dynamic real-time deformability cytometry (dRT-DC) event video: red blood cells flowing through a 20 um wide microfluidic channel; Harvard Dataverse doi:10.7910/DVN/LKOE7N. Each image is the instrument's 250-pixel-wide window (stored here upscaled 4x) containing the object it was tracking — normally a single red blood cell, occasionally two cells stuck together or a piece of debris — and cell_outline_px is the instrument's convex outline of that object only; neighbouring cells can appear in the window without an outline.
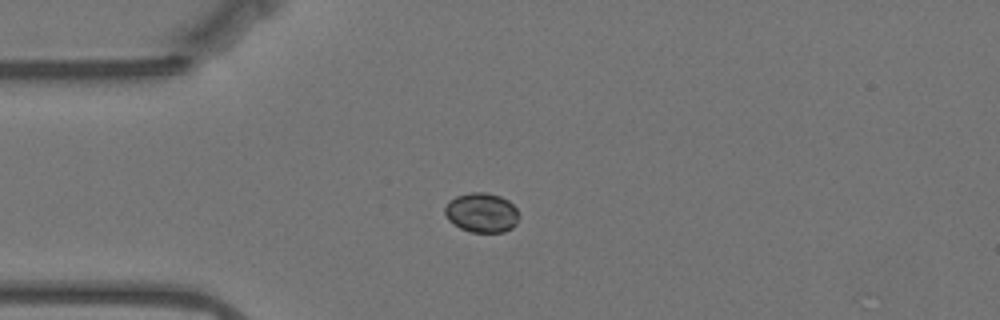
{"species": "Egyptian fruit bat (a non-hibernating species)", "species_latin": "Rousettus aegyptiacus", "temperature_condition": "warm", "stored_images_in_passage": 57, "camera_frame_rate_fps": 3000, "um_per_image_px": 0.085, "animal": {"sex": "female"}, "frame": {"image": 1, "passage_image": 14, "time_ms": 4.333, "image_size_px": [1000, 320], "cell_outline_px": [[520, 216], [516, 224], [512, 228], [504, 232], [472, 232], [460, 228], [448, 220], [444, 212], [444, 208], [448, 200], [456, 196], [468, 192], [484, 192], [500, 196], [508, 200], [516, 208]], "centroid_in_image_um": [40.93, 18.07], "position_along_channel_um": 44.1, "area_um2": 17.28}}
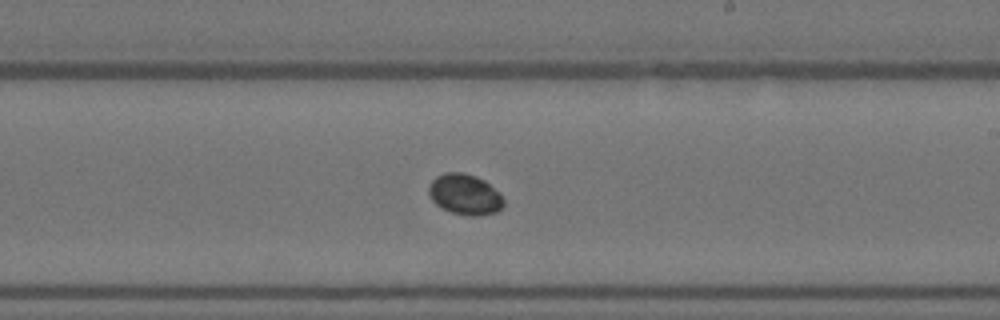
{"frame": {"image": 2, "passage_image": 33, "time_ms": 10.667, "image_size_px": [1000, 320], "cell_outline_px": [[504, 204], [496, 212], [476, 216], [468, 216], [452, 212], [440, 208], [432, 200], [428, 192], [428, 188], [432, 180], [436, 176], [444, 172], [464, 172], [476, 176], [484, 180], [500, 192], [504, 200]], "centroid_in_image_um": [39.51, 16.51], "position_along_channel_um": 249.5, "area_um2": 17.92}}
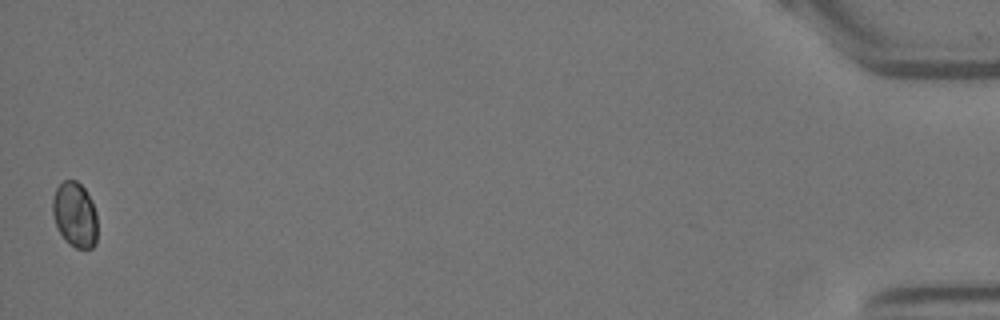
{"frame": {"image": 3, "passage_image": 57, "time_ms": 18.667, "image_size_px": [1000, 320], "cell_outline_px": [[96, 244], [92, 248], [76, 248], [68, 244], [64, 240], [56, 224], [52, 212], [52, 200], [56, 188], [64, 180], [76, 180], [84, 188], [92, 200], [96, 212]], "centroid_in_image_um": [6.36, 18.25], "position_along_channel_um": 428.8, "area_um2": 17.05}, "authors_computed_cell_mechanics": {"area_um2": 17.1666, "velocity_mm_per_s": 3.4752, "shape_relaxation_time_tau1_ms": 0.0404, "shape_relaxation_time_tau2_ms": 3.6933, "deformation_change_tau1": 0.0021, "deformation_change_tau2": 0.012}}